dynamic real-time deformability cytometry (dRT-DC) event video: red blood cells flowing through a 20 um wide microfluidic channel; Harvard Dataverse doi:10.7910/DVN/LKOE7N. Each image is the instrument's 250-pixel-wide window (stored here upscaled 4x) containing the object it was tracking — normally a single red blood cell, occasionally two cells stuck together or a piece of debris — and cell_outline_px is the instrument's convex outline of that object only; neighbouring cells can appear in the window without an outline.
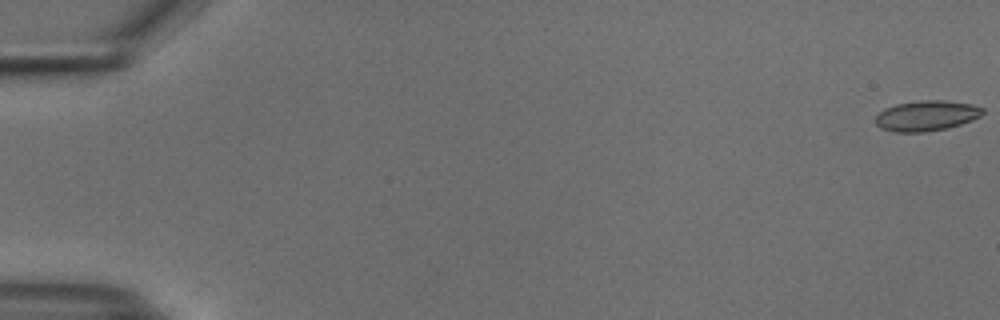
{"species": "common noctule bat (a hibernating species)", "species_latin": "Nyctalus noctula", "temperature_condition": "cold", "stored_images_in_passage": 23, "camera_frame_rate_fps": 3000, "um_per_image_px": 0.085, "animal": {"sex": "male", "body_mass_g": 18.8}, "frame": {"image": 1, "passage_image": 1, "time_ms": 0.0, "image_size_px": [1000, 320], "cell_outline_px": [[984, 112], [980, 116], [972, 120], [948, 128], [924, 132], [896, 132], [880, 128], [876, 124], [876, 116], [884, 108], [896, 104], [924, 100], [944, 100], [972, 104], [984, 108]], "centroid_in_image_um": [78.76, 9.83], "position_along_channel_um": 6.2, "area_um2": 18.96}}
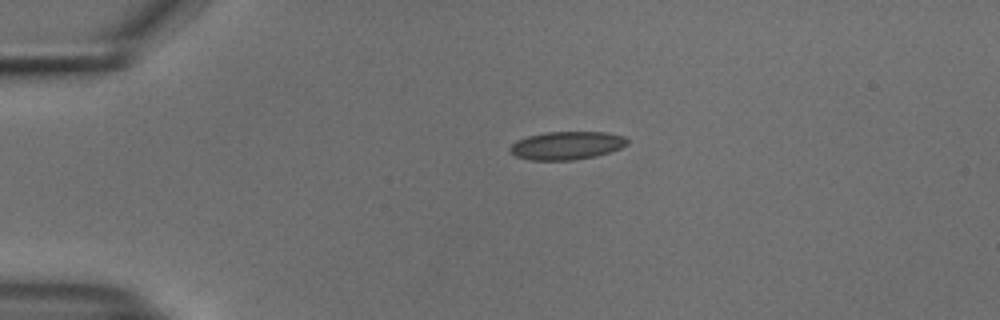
{"frame": {"image": 2, "passage_image": 13, "time_ms": 4.0, "image_size_px": [1000, 320], "cell_outline_px": [[628, 144], [612, 152], [596, 156], [572, 160], [532, 160], [516, 156], [508, 148], [516, 140], [528, 136], [544, 132], [608, 132], [624, 136], [628, 140]], "centroid_in_image_um": [48.2, 12.36], "position_along_channel_um": 36.8, "area_um2": 19.31}}